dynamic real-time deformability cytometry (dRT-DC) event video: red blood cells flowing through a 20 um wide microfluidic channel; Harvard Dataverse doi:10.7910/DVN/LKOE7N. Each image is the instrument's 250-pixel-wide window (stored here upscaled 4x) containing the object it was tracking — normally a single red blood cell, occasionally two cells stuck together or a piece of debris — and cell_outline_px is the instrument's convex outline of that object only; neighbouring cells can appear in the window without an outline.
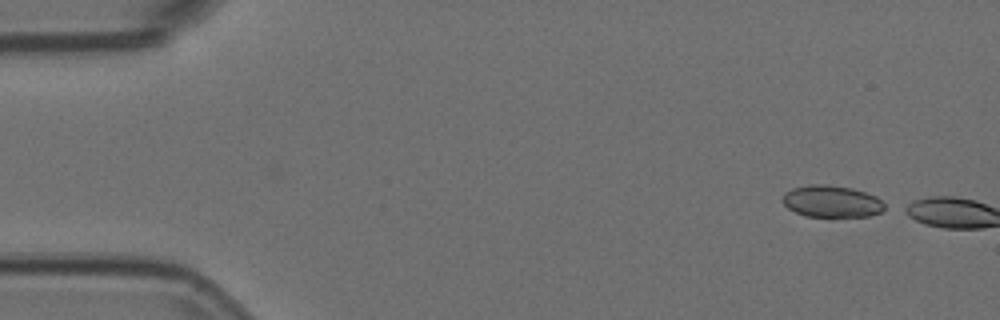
{"species": "Egyptian fruit bat (a non-hibernating species)", "species_latin": "Rousettus aegyptiacus", "temperature_condition": "room temperature", "stored_images_in_passage": 3, "camera_frame_rate_fps": 3000, "um_per_image_px": 0.085, "animal": {"sex": "female"}, "frame": {"image": 1, "passage_image": 1, "time_ms": 0.0, "image_size_px": [1000, 320], "cell_outline_px": [[888, 208], [880, 212], [868, 216], [804, 216], [788, 208], [780, 200], [784, 192], [792, 188], [808, 184], [828, 184], [852, 188], [876, 196]], "centroid_in_image_um": [70.66, 17.1], "position_along_channel_um": 14.3, "area_um2": 19.07}}